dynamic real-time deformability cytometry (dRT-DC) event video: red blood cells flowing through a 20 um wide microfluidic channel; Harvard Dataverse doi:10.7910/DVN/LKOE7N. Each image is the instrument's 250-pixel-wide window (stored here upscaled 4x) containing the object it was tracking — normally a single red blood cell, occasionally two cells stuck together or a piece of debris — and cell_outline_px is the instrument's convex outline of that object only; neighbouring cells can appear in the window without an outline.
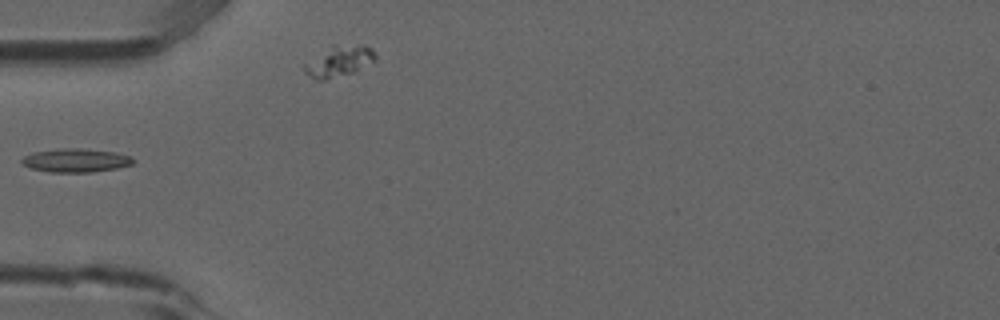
{"species": "common noctule bat (a hibernating species)", "species_latin": "Nyctalus noctula", "temperature_condition": "room temperature", "stored_images_in_passage": 8, "camera_frame_rate_fps": 3000, "um_per_image_px": 0.085, "animal": {"sex": "male", "forearm_length_mm": 52.5}, "frame": {"image": 1, "passage_image": 5, "time_ms": 1.333, "image_size_px": [1000, 320], "cell_outline_px": [[132, 164], [116, 168], [92, 172], [48, 172], [32, 168], [24, 164], [20, 160], [24, 156], [32, 152], [60, 148], [80, 148], [116, 152], [132, 156]], "centroid_in_image_um": [6.43, 13.62], "position_along_channel_um": 78.6, "area_um2": 15.26}}